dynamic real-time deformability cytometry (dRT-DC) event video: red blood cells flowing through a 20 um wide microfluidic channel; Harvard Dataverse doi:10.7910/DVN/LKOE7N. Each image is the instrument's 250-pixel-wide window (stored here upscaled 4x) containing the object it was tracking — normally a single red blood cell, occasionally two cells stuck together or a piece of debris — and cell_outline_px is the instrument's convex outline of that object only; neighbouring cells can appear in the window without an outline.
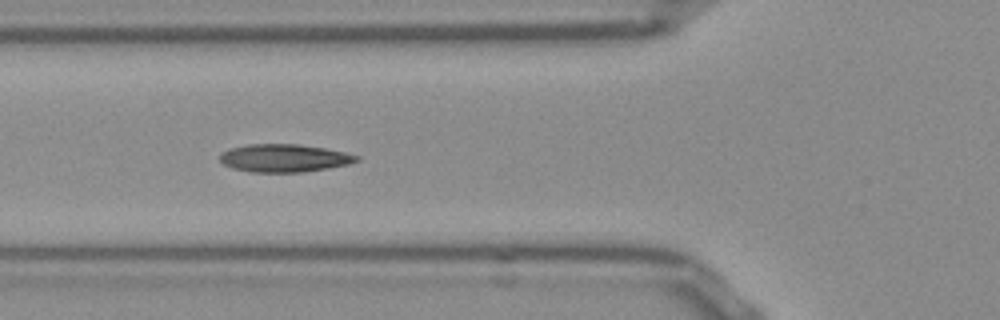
{"species": "Egyptian fruit bat (a non-hibernating species)", "species_latin": "Rousettus aegyptiacus", "temperature_condition": "room temperature", "stored_images_in_passage": 17, "camera_frame_rate_fps": 3000, "um_per_image_px": 0.085, "frame": {"image": 1, "passage_image": 8, "time_ms": 2.333, "image_size_px": [1000, 320], "cell_outline_px": [[360, 160], [348, 164], [328, 168], [300, 172], [252, 172], [232, 168], [224, 164], [220, 160], [220, 156], [224, 152], [232, 148], [248, 144], [300, 144], [324, 148], [344, 152], [360, 156]], "centroid_in_image_um": [24.18, 13.43], "position_along_channel_um": 101.6, "area_um2": 22.02}}
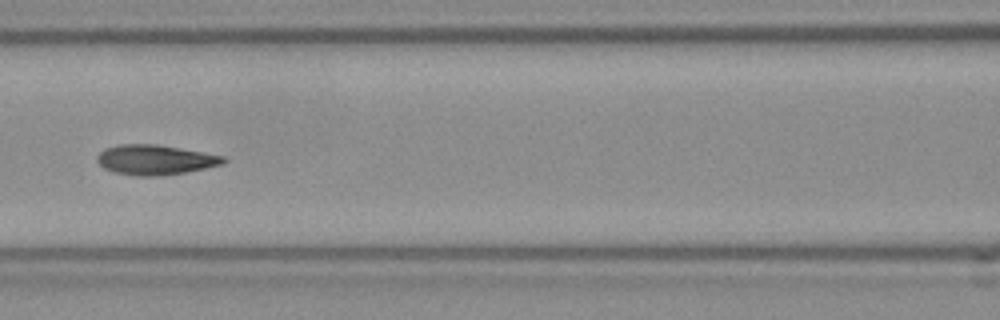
{"frame": {"image": 2, "passage_image": 12, "time_ms": 3.667, "image_size_px": [1000, 320], "cell_outline_px": [[228, 160], [224, 164], [184, 172], [152, 176], [136, 176], [116, 172], [104, 168], [96, 160], [96, 156], [104, 148], [120, 144], [156, 144], [180, 148], [224, 156]], "centroid_in_image_um": [13.17, 13.57], "position_along_channel_um": 153.4, "area_um2": 21.85}}
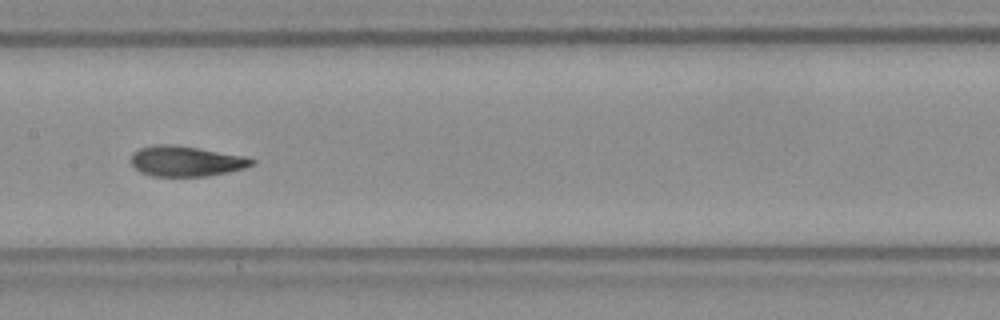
{"frame": {"image": 3, "passage_image": 15, "time_ms": 4.667, "image_size_px": [1000, 320], "cell_outline_px": [[256, 164], [244, 168], [228, 172], [204, 176], [152, 176], [140, 172], [132, 164], [132, 156], [140, 148], [156, 144], [172, 144], [244, 156], [256, 160]], "centroid_in_image_um": [15.83, 13.7], "position_along_channel_um": 191.6, "area_um2": 21.1}}